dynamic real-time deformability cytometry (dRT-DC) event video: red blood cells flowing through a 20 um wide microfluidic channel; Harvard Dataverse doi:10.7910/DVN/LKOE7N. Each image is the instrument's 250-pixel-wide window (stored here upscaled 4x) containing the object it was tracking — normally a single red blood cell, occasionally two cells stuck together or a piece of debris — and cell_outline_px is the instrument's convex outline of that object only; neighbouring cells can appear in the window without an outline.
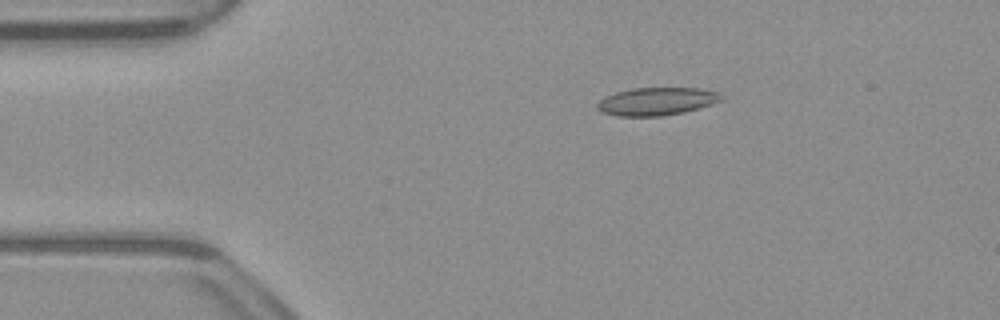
{"species": "common noctule bat (a hibernating species)", "species_latin": "Nyctalus noctula", "temperature_condition": "warm", "stored_images_in_passage": 47, "camera_frame_rate_fps": 3000, "um_per_image_px": 0.085, "animal": {"sex": "male", "body_mass_g": 23.1, "forearm_length_mm": 52.7}, "frame": {"image": 1, "passage_image": 4, "time_ms": 1.0, "image_size_px": [1000, 320], "cell_outline_px": [[724, 100], [700, 108], [684, 112], [664, 116], [616, 116], [604, 112], [596, 108], [596, 104], [604, 96], [616, 92], [632, 88], [700, 88], [720, 92], [724, 96]], "centroid_in_image_um": [55.86, 8.61], "position_along_channel_um": 29.1, "area_um2": 20.4}}
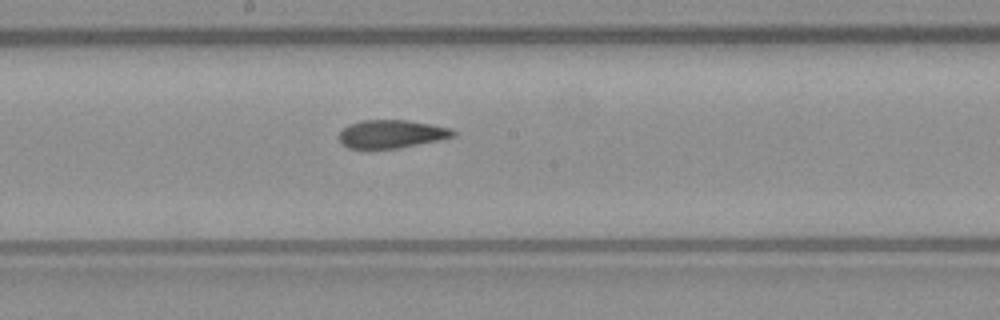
{"frame": {"image": 2, "passage_image": 22, "time_ms": 7.0, "image_size_px": [1000, 320], "cell_outline_px": [[456, 136], [400, 148], [348, 148], [340, 144], [340, 132], [348, 124], [360, 120], [408, 120], [452, 128], [456, 132]], "centroid_in_image_um": [33.28, 11.38], "position_along_channel_um": 214.9, "area_um2": 18.73}}
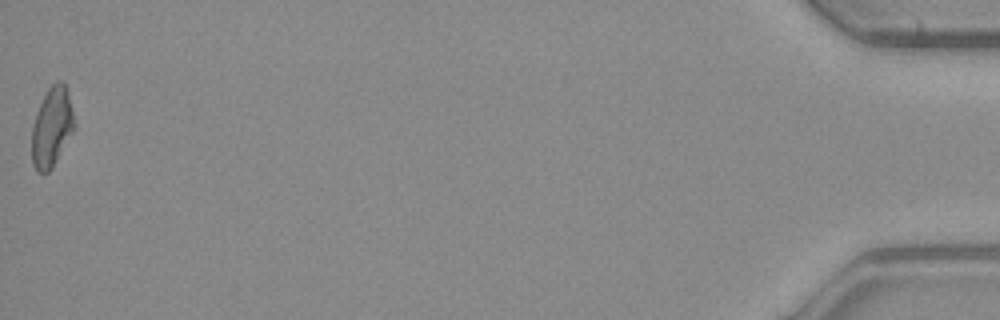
{"frame": {"image": 3, "passage_image": 47, "time_ms": 15.333, "image_size_px": [1000, 320], "cell_outline_px": [[76, 124], [72, 132], [52, 168], [48, 172], [36, 172], [32, 164], [32, 124], [36, 112], [48, 88], [56, 80], [60, 80], [68, 88]], "centroid_in_image_um": [4.41, 10.77], "position_along_channel_um": 430.8, "area_um2": 19.83}, "authors_computed_cell_mechanics": {"area_um2": 19.652, "velocity_mm_per_s": 3.9052, "shape_relaxation_time_tau1_ms": null, "shape_relaxation_time_tau2_ms": 3.3111, "deformation_change_tau1": null, "deformation_change_tau2": 0.1077}}